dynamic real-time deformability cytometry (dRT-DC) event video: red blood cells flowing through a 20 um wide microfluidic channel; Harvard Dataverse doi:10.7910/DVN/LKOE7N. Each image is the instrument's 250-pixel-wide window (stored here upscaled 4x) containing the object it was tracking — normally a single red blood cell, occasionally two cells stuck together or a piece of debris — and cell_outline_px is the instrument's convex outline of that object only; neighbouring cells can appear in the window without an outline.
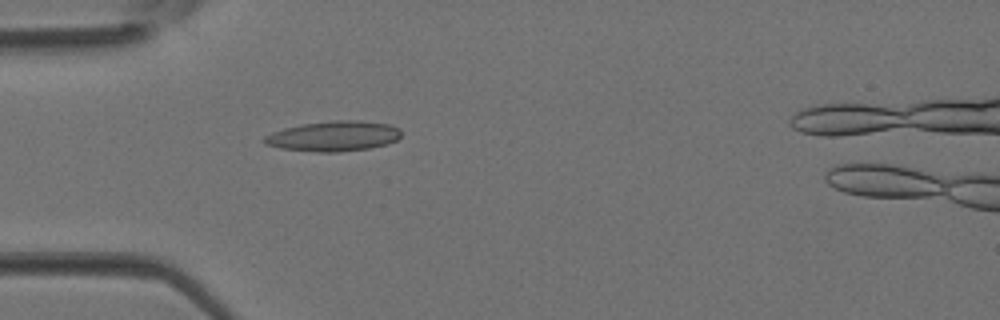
{"species": "Egyptian fruit bat (a non-hibernating species)", "species_latin": "Rousettus aegyptiacus", "temperature_condition": "room temperature", "stored_images_in_passage": 4, "camera_frame_rate_fps": 3000, "um_per_image_px": 0.085, "animal": {"sex": "female"}, "frame": {"image": 1, "passage_image": 3, "time_ms": 0.667, "image_size_px": [1000, 320], "cell_outline_px": [[400, 136], [396, 140], [388, 144], [372, 148], [340, 152], [320, 152], [280, 148], [264, 144], [260, 140], [264, 136], [272, 132], [284, 128], [304, 124], [332, 120], [356, 120], [388, 124], [400, 128]], "centroid_in_image_um": [28.34, 11.58], "position_along_channel_um": 56.7, "area_um2": 24.22}}